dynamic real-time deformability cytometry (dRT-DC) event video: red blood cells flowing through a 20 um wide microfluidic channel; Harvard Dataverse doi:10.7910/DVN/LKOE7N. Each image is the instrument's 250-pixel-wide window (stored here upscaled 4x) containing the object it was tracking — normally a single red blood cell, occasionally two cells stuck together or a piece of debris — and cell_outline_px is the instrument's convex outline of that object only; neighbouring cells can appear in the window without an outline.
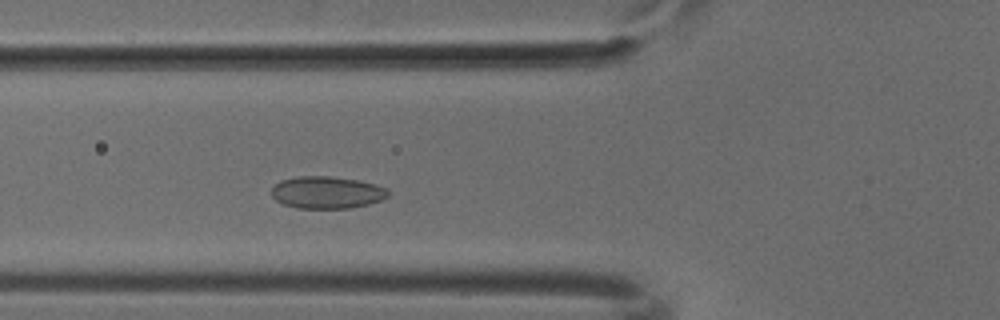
{"species": "common noctule bat (a hibernating species)", "species_latin": "Nyctalus noctula", "temperature_condition": "cold", "stored_images_in_passage": 46, "camera_frame_rate_fps": 3000, "um_per_image_px": 0.085, "animal": {"sex": "male", "body_mass_g": 18.8}, "frame": {"image": 1, "passage_image": 13, "time_ms": 4.0, "image_size_px": [1000, 320], "cell_outline_px": [[388, 196], [380, 200], [368, 204], [348, 208], [296, 208], [284, 204], [276, 200], [272, 196], [272, 188], [280, 180], [300, 176], [332, 176], [360, 180], [388, 188]], "centroid_in_image_um": [27.78, 16.35], "position_along_channel_um": 98.0, "area_um2": 21.85}}
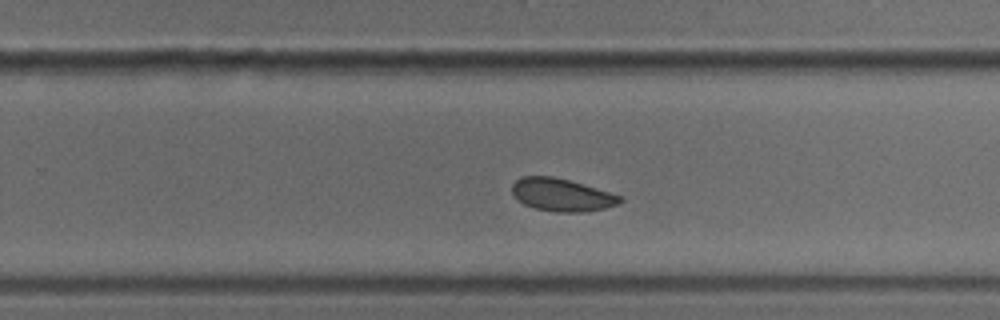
{"frame": {"image": 2, "passage_image": 27, "time_ms": 8.667, "image_size_px": [1000, 320], "cell_outline_px": [[624, 200], [620, 204], [604, 208], [584, 212], [556, 212], [536, 208], [524, 204], [512, 192], [512, 184], [520, 176], [552, 176], [568, 180], [608, 192], [620, 196]], "centroid_in_image_um": [47.74, 16.56], "position_along_channel_um": 282.1, "area_um2": 20.29}}
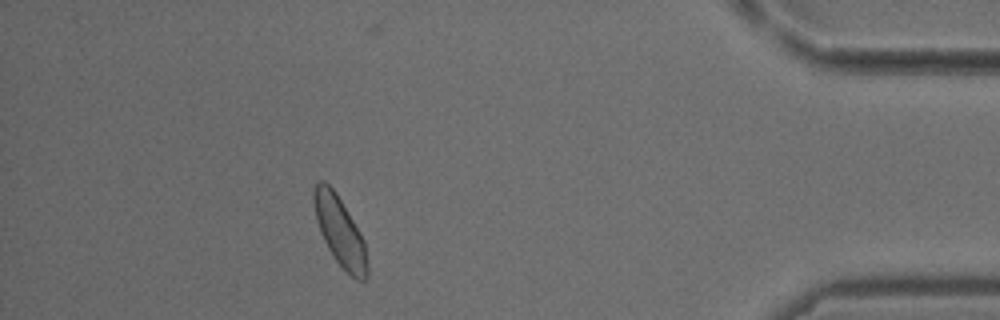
{"frame": {"image": 3, "passage_image": 40, "time_ms": 13.0, "image_size_px": [1000, 320], "cell_outline_px": [[368, 276], [364, 280], [356, 280], [336, 260], [328, 248], [320, 232], [316, 220], [312, 204], [312, 192], [316, 180], [324, 180], [336, 192], [360, 232], [364, 240], [368, 264]], "centroid_in_image_um": [28.86, 19.62], "position_along_channel_um": 406.3, "area_um2": 21.68}}